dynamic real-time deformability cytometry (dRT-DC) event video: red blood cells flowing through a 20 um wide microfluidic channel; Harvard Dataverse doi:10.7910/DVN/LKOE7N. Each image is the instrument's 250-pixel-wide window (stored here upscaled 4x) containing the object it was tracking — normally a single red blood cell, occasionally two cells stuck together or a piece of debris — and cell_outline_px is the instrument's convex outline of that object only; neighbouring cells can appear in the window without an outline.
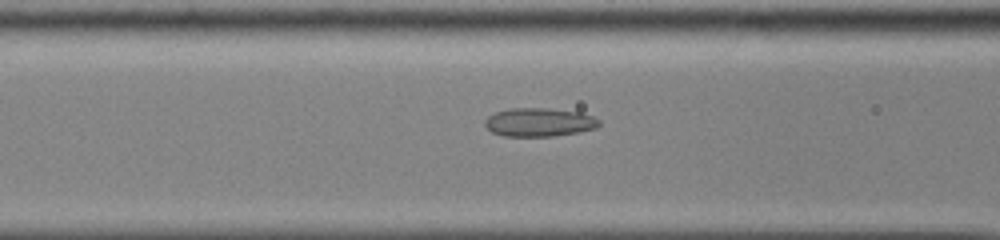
{"species": "common noctule bat (a hibernating species)", "species_latin": "Nyctalus noctula", "temperature_condition": "cold", "stored_images_in_passage": 35, "camera_frame_rate_fps": 3000, "um_per_image_px": 0.085, "animal": {"sex": "male", "body_mass_g": 13.0, "forearm_length_mm": 53.1}, "frame": {"image": 1, "passage_image": 14, "time_ms": 4.333, "image_size_px": [1000, 240], "cell_outline_px": [[600, 124], [596, 128], [580, 132], [552, 136], [504, 136], [492, 132], [484, 124], [484, 120], [488, 116], [496, 112], [512, 108], [548, 108], [580, 112], [592, 116], [600, 120]], "centroid_in_image_um": [45.84, 10.39], "position_along_channel_um": 120.8, "area_um2": 19.02}}
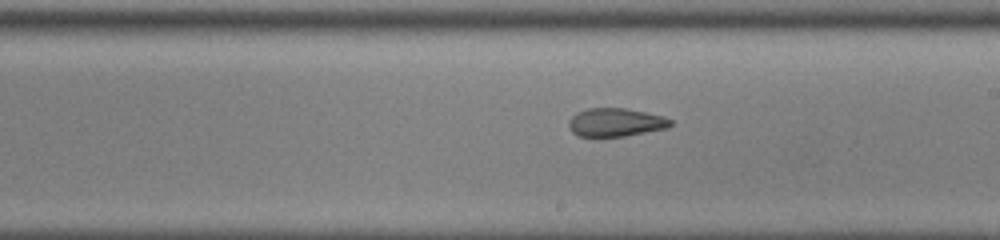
{"frame": {"image": 2, "passage_image": 23, "time_ms": 7.333, "image_size_px": [1000, 240], "cell_outline_px": [[672, 124], [668, 128], [624, 136], [580, 136], [572, 132], [568, 124], [568, 120], [576, 112], [588, 108], [624, 108], [664, 116], [672, 120]], "centroid_in_image_um": [52.33, 10.39], "position_along_channel_um": 236.7, "area_um2": 16.76}}
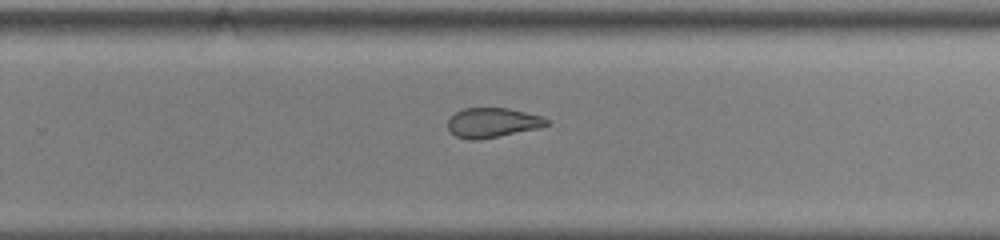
{"frame": {"image": 3, "passage_image": 27, "time_ms": 8.667, "image_size_px": [1000, 240], "cell_outline_px": [[548, 124], [540, 128], [500, 136], [476, 140], [468, 140], [456, 136], [448, 128], [448, 120], [456, 112], [464, 108], [508, 108], [540, 116], [548, 120]], "centroid_in_image_um": [41.85, 10.43], "position_along_channel_um": 287.9, "area_um2": 16.94}}